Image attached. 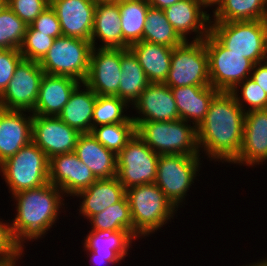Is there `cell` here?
<instances>
[{"mask_svg": "<svg viewBox=\"0 0 267 266\" xmlns=\"http://www.w3.org/2000/svg\"><path fill=\"white\" fill-rule=\"evenodd\" d=\"M245 113L231 92L219 91L197 128L199 151L210 161L232 163L240 153Z\"/></svg>", "mask_w": 267, "mask_h": 266, "instance_id": "1", "label": "cell"}, {"mask_svg": "<svg viewBox=\"0 0 267 266\" xmlns=\"http://www.w3.org/2000/svg\"><path fill=\"white\" fill-rule=\"evenodd\" d=\"M64 193L51 183L41 187L22 190L11 197L15 199L16 213L11 230L15 240L24 249V243L38 240L56 223L64 208Z\"/></svg>", "mask_w": 267, "mask_h": 266, "instance_id": "2", "label": "cell"}, {"mask_svg": "<svg viewBox=\"0 0 267 266\" xmlns=\"http://www.w3.org/2000/svg\"><path fill=\"white\" fill-rule=\"evenodd\" d=\"M131 217L133 237L144 238L154 233L174 218L177 208L165 196L156 183L134 186L126 190Z\"/></svg>", "mask_w": 267, "mask_h": 266, "instance_id": "3", "label": "cell"}, {"mask_svg": "<svg viewBox=\"0 0 267 266\" xmlns=\"http://www.w3.org/2000/svg\"><path fill=\"white\" fill-rule=\"evenodd\" d=\"M188 123L182 119L141 122L136 134L159 155L200 156L197 128Z\"/></svg>", "mask_w": 267, "mask_h": 266, "instance_id": "4", "label": "cell"}, {"mask_svg": "<svg viewBox=\"0 0 267 266\" xmlns=\"http://www.w3.org/2000/svg\"><path fill=\"white\" fill-rule=\"evenodd\" d=\"M210 33L230 52L254 64L267 60V20L211 22Z\"/></svg>", "mask_w": 267, "mask_h": 266, "instance_id": "5", "label": "cell"}, {"mask_svg": "<svg viewBox=\"0 0 267 266\" xmlns=\"http://www.w3.org/2000/svg\"><path fill=\"white\" fill-rule=\"evenodd\" d=\"M0 173L11 195L41 187L49 183V158L31 141L0 164Z\"/></svg>", "mask_w": 267, "mask_h": 266, "instance_id": "6", "label": "cell"}, {"mask_svg": "<svg viewBox=\"0 0 267 266\" xmlns=\"http://www.w3.org/2000/svg\"><path fill=\"white\" fill-rule=\"evenodd\" d=\"M92 49L91 41L62 35L54 39L38 63L45 74L69 76L82 83L88 74Z\"/></svg>", "mask_w": 267, "mask_h": 266, "instance_id": "7", "label": "cell"}, {"mask_svg": "<svg viewBox=\"0 0 267 266\" xmlns=\"http://www.w3.org/2000/svg\"><path fill=\"white\" fill-rule=\"evenodd\" d=\"M190 42L186 40L172 50L170 70L164 82L170 88L210 85L205 42L203 39Z\"/></svg>", "mask_w": 267, "mask_h": 266, "instance_id": "8", "label": "cell"}, {"mask_svg": "<svg viewBox=\"0 0 267 266\" xmlns=\"http://www.w3.org/2000/svg\"><path fill=\"white\" fill-rule=\"evenodd\" d=\"M203 41L208 53L210 85L218 91L230 92L250 77L254 63L241 54L230 52L211 33Z\"/></svg>", "mask_w": 267, "mask_h": 266, "instance_id": "9", "label": "cell"}, {"mask_svg": "<svg viewBox=\"0 0 267 266\" xmlns=\"http://www.w3.org/2000/svg\"><path fill=\"white\" fill-rule=\"evenodd\" d=\"M200 159V156L159 155L155 183L177 209L199 174Z\"/></svg>", "mask_w": 267, "mask_h": 266, "instance_id": "10", "label": "cell"}, {"mask_svg": "<svg viewBox=\"0 0 267 266\" xmlns=\"http://www.w3.org/2000/svg\"><path fill=\"white\" fill-rule=\"evenodd\" d=\"M159 154L135 133L117 154V178L125 190L155 183Z\"/></svg>", "mask_w": 267, "mask_h": 266, "instance_id": "11", "label": "cell"}, {"mask_svg": "<svg viewBox=\"0 0 267 266\" xmlns=\"http://www.w3.org/2000/svg\"><path fill=\"white\" fill-rule=\"evenodd\" d=\"M44 71L37 61L23 59L0 95V108L33 112Z\"/></svg>", "mask_w": 267, "mask_h": 266, "instance_id": "12", "label": "cell"}, {"mask_svg": "<svg viewBox=\"0 0 267 266\" xmlns=\"http://www.w3.org/2000/svg\"><path fill=\"white\" fill-rule=\"evenodd\" d=\"M121 74L120 48L93 47L88 74L83 83L96 95L119 97Z\"/></svg>", "mask_w": 267, "mask_h": 266, "instance_id": "13", "label": "cell"}, {"mask_svg": "<svg viewBox=\"0 0 267 266\" xmlns=\"http://www.w3.org/2000/svg\"><path fill=\"white\" fill-rule=\"evenodd\" d=\"M79 135L58 116L33 115L32 141L49 159L57 154L74 152Z\"/></svg>", "mask_w": 267, "mask_h": 266, "instance_id": "14", "label": "cell"}, {"mask_svg": "<svg viewBox=\"0 0 267 266\" xmlns=\"http://www.w3.org/2000/svg\"><path fill=\"white\" fill-rule=\"evenodd\" d=\"M97 179L74 152L57 154L49 159V183L67 197L88 188Z\"/></svg>", "mask_w": 267, "mask_h": 266, "instance_id": "15", "label": "cell"}, {"mask_svg": "<svg viewBox=\"0 0 267 266\" xmlns=\"http://www.w3.org/2000/svg\"><path fill=\"white\" fill-rule=\"evenodd\" d=\"M134 106V108H133ZM138 116L131 117L137 127L141 122L175 121L179 113L171 88L165 83H150L133 103Z\"/></svg>", "mask_w": 267, "mask_h": 266, "instance_id": "16", "label": "cell"}, {"mask_svg": "<svg viewBox=\"0 0 267 266\" xmlns=\"http://www.w3.org/2000/svg\"><path fill=\"white\" fill-rule=\"evenodd\" d=\"M97 0H50L62 35L91 41Z\"/></svg>", "mask_w": 267, "mask_h": 266, "instance_id": "17", "label": "cell"}, {"mask_svg": "<svg viewBox=\"0 0 267 266\" xmlns=\"http://www.w3.org/2000/svg\"><path fill=\"white\" fill-rule=\"evenodd\" d=\"M266 160L267 109L247 111L244 118L243 141L240 153L232 163L253 167Z\"/></svg>", "mask_w": 267, "mask_h": 266, "instance_id": "18", "label": "cell"}, {"mask_svg": "<svg viewBox=\"0 0 267 266\" xmlns=\"http://www.w3.org/2000/svg\"><path fill=\"white\" fill-rule=\"evenodd\" d=\"M199 0H180L164 9L169 23L186 41L194 32V40H202L210 33L211 17Z\"/></svg>", "mask_w": 267, "mask_h": 266, "instance_id": "19", "label": "cell"}, {"mask_svg": "<svg viewBox=\"0 0 267 266\" xmlns=\"http://www.w3.org/2000/svg\"><path fill=\"white\" fill-rule=\"evenodd\" d=\"M28 114L0 108V164L32 141L33 114Z\"/></svg>", "mask_w": 267, "mask_h": 266, "instance_id": "20", "label": "cell"}, {"mask_svg": "<svg viewBox=\"0 0 267 266\" xmlns=\"http://www.w3.org/2000/svg\"><path fill=\"white\" fill-rule=\"evenodd\" d=\"M81 82L69 76H42L33 115L58 116Z\"/></svg>", "mask_w": 267, "mask_h": 266, "instance_id": "21", "label": "cell"}, {"mask_svg": "<svg viewBox=\"0 0 267 266\" xmlns=\"http://www.w3.org/2000/svg\"><path fill=\"white\" fill-rule=\"evenodd\" d=\"M101 40L99 48L123 49V33L120 24V10L117 0H97L94 13L91 43L97 47L96 40ZM97 44V45H96Z\"/></svg>", "mask_w": 267, "mask_h": 266, "instance_id": "22", "label": "cell"}, {"mask_svg": "<svg viewBox=\"0 0 267 266\" xmlns=\"http://www.w3.org/2000/svg\"><path fill=\"white\" fill-rule=\"evenodd\" d=\"M126 195V190L119 182L117 176L106 179H97L88 188L79 191L75 196L82 202L79 203L81 216L90 219L97 213L104 211L111 205L119 202Z\"/></svg>", "mask_w": 267, "mask_h": 266, "instance_id": "23", "label": "cell"}, {"mask_svg": "<svg viewBox=\"0 0 267 266\" xmlns=\"http://www.w3.org/2000/svg\"><path fill=\"white\" fill-rule=\"evenodd\" d=\"M134 239L128 231H89L83 245L88 257L106 258L114 265L128 255Z\"/></svg>", "mask_w": 267, "mask_h": 266, "instance_id": "24", "label": "cell"}, {"mask_svg": "<svg viewBox=\"0 0 267 266\" xmlns=\"http://www.w3.org/2000/svg\"><path fill=\"white\" fill-rule=\"evenodd\" d=\"M74 153L91 170L96 179L117 176V155L101 145L91 133L79 135Z\"/></svg>", "mask_w": 267, "mask_h": 266, "instance_id": "25", "label": "cell"}, {"mask_svg": "<svg viewBox=\"0 0 267 266\" xmlns=\"http://www.w3.org/2000/svg\"><path fill=\"white\" fill-rule=\"evenodd\" d=\"M179 117L198 128L208 112L210 102L219 92L209 86H183L171 88Z\"/></svg>", "mask_w": 267, "mask_h": 266, "instance_id": "26", "label": "cell"}, {"mask_svg": "<svg viewBox=\"0 0 267 266\" xmlns=\"http://www.w3.org/2000/svg\"><path fill=\"white\" fill-rule=\"evenodd\" d=\"M81 86L84 89L80 90ZM96 99L97 95L82 82L74 89L58 117L80 134L90 133Z\"/></svg>", "mask_w": 267, "mask_h": 266, "instance_id": "27", "label": "cell"}, {"mask_svg": "<svg viewBox=\"0 0 267 266\" xmlns=\"http://www.w3.org/2000/svg\"><path fill=\"white\" fill-rule=\"evenodd\" d=\"M150 83H164L170 70L173 48L139 41L129 46Z\"/></svg>", "mask_w": 267, "mask_h": 266, "instance_id": "28", "label": "cell"}, {"mask_svg": "<svg viewBox=\"0 0 267 266\" xmlns=\"http://www.w3.org/2000/svg\"><path fill=\"white\" fill-rule=\"evenodd\" d=\"M121 71L119 98L133 105L150 82L129 48L121 49Z\"/></svg>", "mask_w": 267, "mask_h": 266, "instance_id": "29", "label": "cell"}, {"mask_svg": "<svg viewBox=\"0 0 267 266\" xmlns=\"http://www.w3.org/2000/svg\"><path fill=\"white\" fill-rule=\"evenodd\" d=\"M123 33V49L142 41L149 9L148 0H117Z\"/></svg>", "mask_w": 267, "mask_h": 266, "instance_id": "30", "label": "cell"}, {"mask_svg": "<svg viewBox=\"0 0 267 266\" xmlns=\"http://www.w3.org/2000/svg\"><path fill=\"white\" fill-rule=\"evenodd\" d=\"M212 12L211 22L267 20V0H223Z\"/></svg>", "mask_w": 267, "mask_h": 266, "instance_id": "31", "label": "cell"}, {"mask_svg": "<svg viewBox=\"0 0 267 266\" xmlns=\"http://www.w3.org/2000/svg\"><path fill=\"white\" fill-rule=\"evenodd\" d=\"M143 41L174 48L185 40L169 23L164 10L149 6L143 29Z\"/></svg>", "mask_w": 267, "mask_h": 266, "instance_id": "32", "label": "cell"}, {"mask_svg": "<svg viewBox=\"0 0 267 266\" xmlns=\"http://www.w3.org/2000/svg\"><path fill=\"white\" fill-rule=\"evenodd\" d=\"M91 231H128L133 236V221L127 196L89 219Z\"/></svg>", "mask_w": 267, "mask_h": 266, "instance_id": "33", "label": "cell"}, {"mask_svg": "<svg viewBox=\"0 0 267 266\" xmlns=\"http://www.w3.org/2000/svg\"><path fill=\"white\" fill-rule=\"evenodd\" d=\"M129 104L118 96L97 95L93 111L92 128L115 123H134L130 116L124 114Z\"/></svg>", "mask_w": 267, "mask_h": 266, "instance_id": "34", "label": "cell"}, {"mask_svg": "<svg viewBox=\"0 0 267 266\" xmlns=\"http://www.w3.org/2000/svg\"><path fill=\"white\" fill-rule=\"evenodd\" d=\"M91 135L116 155L136 133L135 123H115L93 127Z\"/></svg>", "mask_w": 267, "mask_h": 266, "instance_id": "35", "label": "cell"}, {"mask_svg": "<svg viewBox=\"0 0 267 266\" xmlns=\"http://www.w3.org/2000/svg\"><path fill=\"white\" fill-rule=\"evenodd\" d=\"M27 25L7 6L0 13V49H19Z\"/></svg>", "mask_w": 267, "mask_h": 266, "instance_id": "36", "label": "cell"}, {"mask_svg": "<svg viewBox=\"0 0 267 266\" xmlns=\"http://www.w3.org/2000/svg\"><path fill=\"white\" fill-rule=\"evenodd\" d=\"M230 92L234 96L235 101L245 112L250 110L267 109L266 92H264V90H262V88L250 77L246 78L244 81L237 84ZM244 103L249 105L248 109H246L247 108L246 104L243 105Z\"/></svg>", "mask_w": 267, "mask_h": 266, "instance_id": "37", "label": "cell"}, {"mask_svg": "<svg viewBox=\"0 0 267 266\" xmlns=\"http://www.w3.org/2000/svg\"><path fill=\"white\" fill-rule=\"evenodd\" d=\"M54 39L28 25L19 51L24 59L39 62L52 47Z\"/></svg>", "mask_w": 267, "mask_h": 266, "instance_id": "38", "label": "cell"}, {"mask_svg": "<svg viewBox=\"0 0 267 266\" xmlns=\"http://www.w3.org/2000/svg\"><path fill=\"white\" fill-rule=\"evenodd\" d=\"M7 6L28 26L50 6V0H7Z\"/></svg>", "mask_w": 267, "mask_h": 266, "instance_id": "39", "label": "cell"}, {"mask_svg": "<svg viewBox=\"0 0 267 266\" xmlns=\"http://www.w3.org/2000/svg\"><path fill=\"white\" fill-rule=\"evenodd\" d=\"M23 59L19 49H0V95L6 89L16 67Z\"/></svg>", "mask_w": 267, "mask_h": 266, "instance_id": "40", "label": "cell"}, {"mask_svg": "<svg viewBox=\"0 0 267 266\" xmlns=\"http://www.w3.org/2000/svg\"><path fill=\"white\" fill-rule=\"evenodd\" d=\"M35 30L47 36H62V29L55 10L49 6L31 24Z\"/></svg>", "mask_w": 267, "mask_h": 266, "instance_id": "41", "label": "cell"}, {"mask_svg": "<svg viewBox=\"0 0 267 266\" xmlns=\"http://www.w3.org/2000/svg\"><path fill=\"white\" fill-rule=\"evenodd\" d=\"M22 246L15 240L10 223L0 221V260L12 259L23 255ZM23 253V254H22Z\"/></svg>", "mask_w": 267, "mask_h": 266, "instance_id": "42", "label": "cell"}, {"mask_svg": "<svg viewBox=\"0 0 267 266\" xmlns=\"http://www.w3.org/2000/svg\"><path fill=\"white\" fill-rule=\"evenodd\" d=\"M250 78L267 94V60L254 64Z\"/></svg>", "mask_w": 267, "mask_h": 266, "instance_id": "43", "label": "cell"}, {"mask_svg": "<svg viewBox=\"0 0 267 266\" xmlns=\"http://www.w3.org/2000/svg\"><path fill=\"white\" fill-rule=\"evenodd\" d=\"M180 0H148L149 5L154 8H159L164 10L165 8L174 5Z\"/></svg>", "mask_w": 267, "mask_h": 266, "instance_id": "44", "label": "cell"}, {"mask_svg": "<svg viewBox=\"0 0 267 266\" xmlns=\"http://www.w3.org/2000/svg\"><path fill=\"white\" fill-rule=\"evenodd\" d=\"M199 1L205 9L208 7L211 8L212 6H215L214 10H216L223 0H199Z\"/></svg>", "mask_w": 267, "mask_h": 266, "instance_id": "45", "label": "cell"}, {"mask_svg": "<svg viewBox=\"0 0 267 266\" xmlns=\"http://www.w3.org/2000/svg\"><path fill=\"white\" fill-rule=\"evenodd\" d=\"M91 262L94 265H107L112 264L110 261H106V258H101V257H90Z\"/></svg>", "mask_w": 267, "mask_h": 266, "instance_id": "46", "label": "cell"}, {"mask_svg": "<svg viewBox=\"0 0 267 266\" xmlns=\"http://www.w3.org/2000/svg\"><path fill=\"white\" fill-rule=\"evenodd\" d=\"M21 256L22 255L12 259L0 260V266H16V261L18 262V259H21Z\"/></svg>", "mask_w": 267, "mask_h": 266, "instance_id": "47", "label": "cell"}, {"mask_svg": "<svg viewBox=\"0 0 267 266\" xmlns=\"http://www.w3.org/2000/svg\"><path fill=\"white\" fill-rule=\"evenodd\" d=\"M243 266H267V259H261V261H257L256 263H251V264H247V265H243Z\"/></svg>", "mask_w": 267, "mask_h": 266, "instance_id": "48", "label": "cell"}, {"mask_svg": "<svg viewBox=\"0 0 267 266\" xmlns=\"http://www.w3.org/2000/svg\"><path fill=\"white\" fill-rule=\"evenodd\" d=\"M7 7V0H0V13Z\"/></svg>", "mask_w": 267, "mask_h": 266, "instance_id": "49", "label": "cell"}]
</instances>
